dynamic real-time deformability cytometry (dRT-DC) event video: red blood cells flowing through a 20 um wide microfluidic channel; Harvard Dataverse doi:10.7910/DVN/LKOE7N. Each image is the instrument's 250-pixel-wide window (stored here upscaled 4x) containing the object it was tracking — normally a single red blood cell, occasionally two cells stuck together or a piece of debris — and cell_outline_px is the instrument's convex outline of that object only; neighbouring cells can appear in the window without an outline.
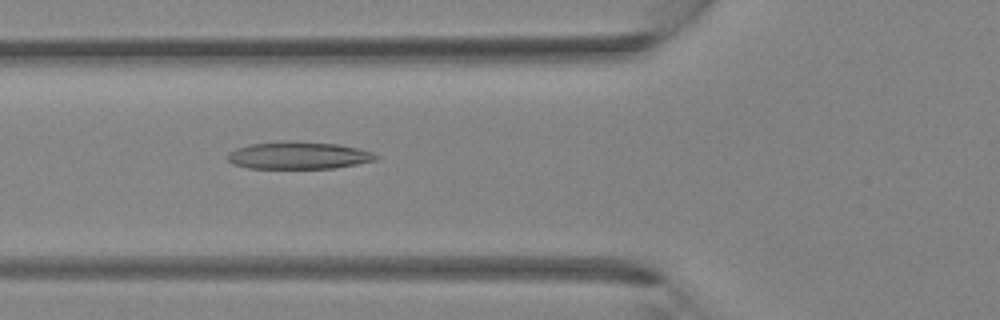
{"species": "Egyptian fruit bat (a non-hibernating species)", "species_latin": "Rousettus aegyptiacus", "temperature_condition": "room temperature", "stored_images_in_passage": 32, "camera_frame_rate_fps": 3000, "um_per_image_px": 0.085, "animal": {"sex": "female"}, "frame": {"image": 1, "passage_image": 10, "time_ms": 3.0, "image_size_px": [1000, 320], "cell_outline_px": [[380, 156], [376, 160], [336, 168], [248, 168], [232, 164], [228, 160], [228, 152], [236, 148], [252, 144], [336, 144], [360, 148], [372, 152]], "centroid_in_image_um": [25.42, 13.26], "position_along_channel_um": 100.4, "area_um2": 22.48}}
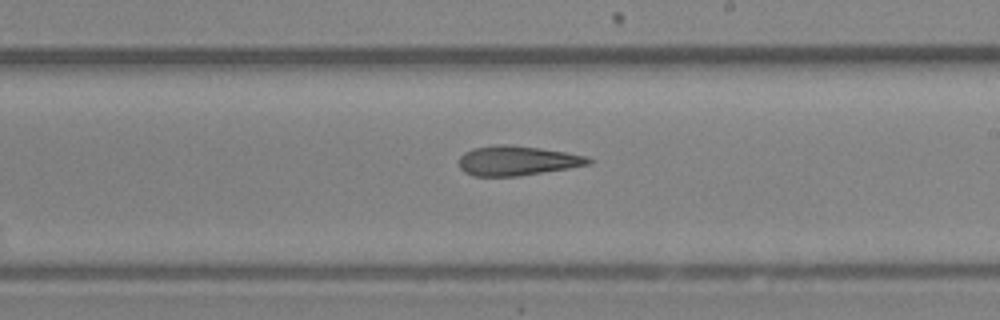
{"frame": {"image": 2, "passage_image": 18, "time_ms": 5.667, "image_size_px": [1000, 320], "cell_outline_px": [[596, 160], [592, 164], [520, 176], [472, 176], [464, 172], [460, 168], [460, 156], [464, 152], [472, 148], [496, 144], [512, 144], [540, 148], [588, 156]], "centroid_in_image_um": [43.98, 13.65], "position_along_channel_um": 245.0, "area_um2": 22.66}}
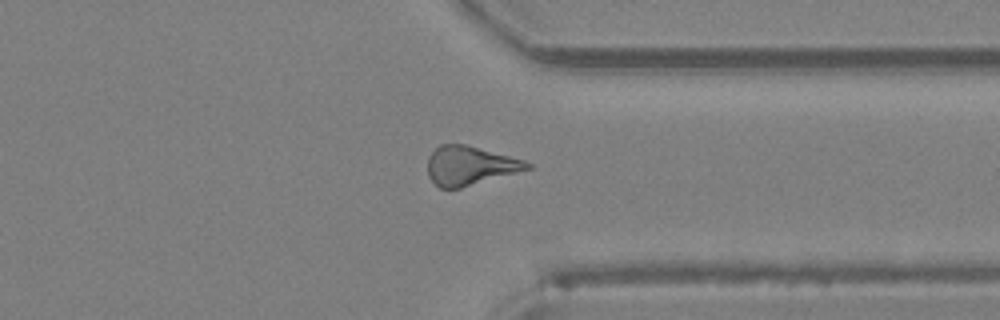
{"frame": {"image": 3, "passage_image": 25, "time_ms": 8.0, "image_size_px": [1000, 320], "cell_outline_px": [[532, 168], [460, 188], [440, 188], [428, 176], [428, 156], [440, 144], [464, 144], [524, 160], [532, 164]], "centroid_in_image_um": [39.93, 14.08], "position_along_channel_um": 371.5, "area_um2": 22.31}}